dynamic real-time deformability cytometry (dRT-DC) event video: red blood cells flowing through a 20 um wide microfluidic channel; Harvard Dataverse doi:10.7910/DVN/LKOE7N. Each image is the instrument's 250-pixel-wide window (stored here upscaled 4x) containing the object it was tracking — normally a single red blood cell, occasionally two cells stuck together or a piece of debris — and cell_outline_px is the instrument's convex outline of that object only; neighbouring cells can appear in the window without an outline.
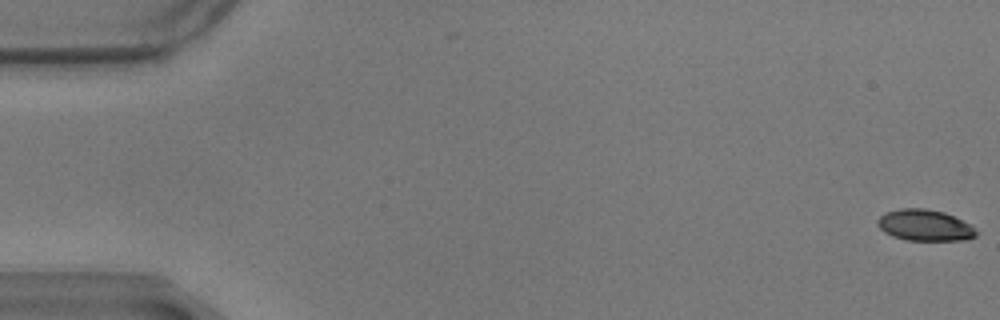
{"species": "common noctule bat (a hibernating species)", "species_latin": "Nyctalus noctula", "temperature_condition": "warm", "stored_images_in_passage": 59, "camera_frame_rate_fps": 3000, "um_per_image_px": 0.085, "animal": {"sex": "male", "body_mass_g": 17.9}, "frame": {"image": 1, "passage_image": 1, "time_ms": 0.0, "image_size_px": [1000, 320], "cell_outline_px": [[980, 232], [976, 236], [968, 240], [908, 240], [892, 236], [884, 232], [876, 224], [876, 220], [884, 212], [900, 208], [924, 208], [944, 212], [972, 224]], "centroid_in_image_um": [78.64, 19.14], "position_along_channel_um": 6.4, "area_um2": 18.32}}
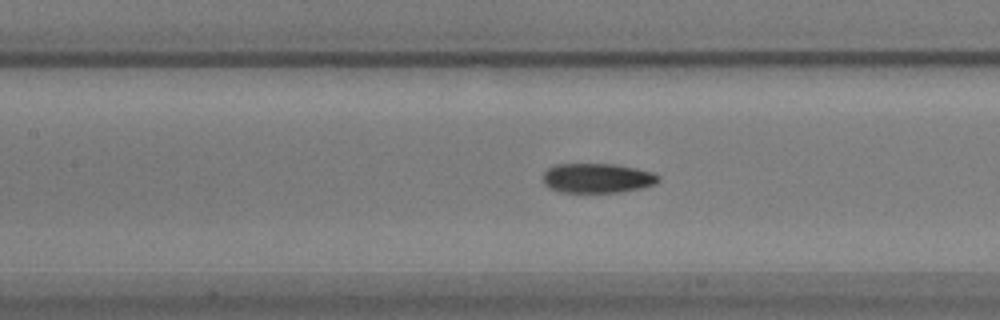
{"frame": {"image": 2, "passage_image": 27, "time_ms": 8.667, "image_size_px": [1000, 320], "cell_outline_px": [[660, 180], [656, 184], [644, 188], [620, 192], [564, 192], [548, 188], [544, 184], [544, 172], [548, 168], [556, 164], [612, 164], [636, 168], [652, 172], [660, 176]], "centroid_in_image_um": [50.8, 15.14], "position_along_channel_um": 156.6, "area_um2": 20.0}}
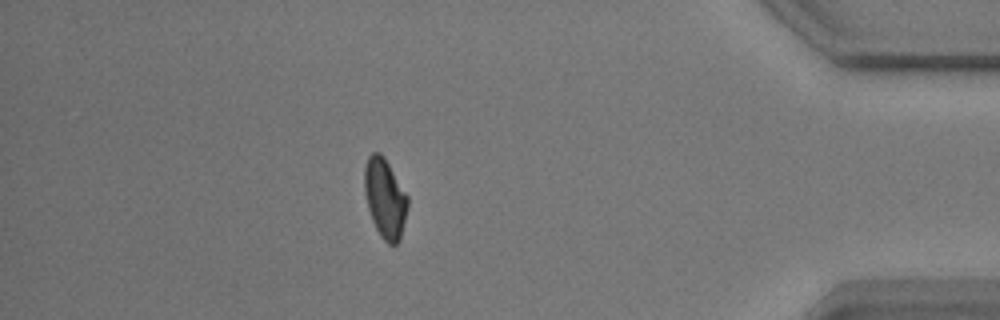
{"frame": {"image": 3, "passage_image": 52, "time_ms": 17.0, "image_size_px": [1000, 320], "cell_outline_px": [[408, 208], [400, 240], [396, 244], [388, 244], [380, 236], [372, 220], [368, 208], [364, 192], [364, 168], [368, 156], [372, 152], [380, 152], [384, 156], [408, 196]], "centroid_in_image_um": [32.72, 16.85], "position_along_channel_um": 402.5, "area_um2": 20.17}, "authors_computed_cell_mechanics": {"area_um2": 19.7098, "velocity_mm_per_s": 3.4588, "shape_relaxation_time_tau1_ms": 6.5888, "shape_relaxation_time_tau2_ms": 3.8858, "deformation_change_tau1": 0.1659, "deformation_change_tau2": 0.089}}